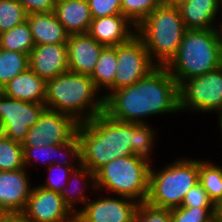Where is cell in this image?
Returning a JSON list of instances; mask_svg holds the SVG:
<instances>
[{
    "label": "cell",
    "mask_w": 222,
    "mask_h": 222,
    "mask_svg": "<svg viewBox=\"0 0 222 222\" xmlns=\"http://www.w3.org/2000/svg\"><path fill=\"white\" fill-rule=\"evenodd\" d=\"M104 112L111 118L146 124L147 117L180 113L179 85L166 67L157 66L145 78L113 91Z\"/></svg>",
    "instance_id": "cell-1"
},
{
    "label": "cell",
    "mask_w": 222,
    "mask_h": 222,
    "mask_svg": "<svg viewBox=\"0 0 222 222\" xmlns=\"http://www.w3.org/2000/svg\"><path fill=\"white\" fill-rule=\"evenodd\" d=\"M81 165L96 173L110 161L133 155L134 123L111 118L105 112L78 124Z\"/></svg>",
    "instance_id": "cell-2"
},
{
    "label": "cell",
    "mask_w": 222,
    "mask_h": 222,
    "mask_svg": "<svg viewBox=\"0 0 222 222\" xmlns=\"http://www.w3.org/2000/svg\"><path fill=\"white\" fill-rule=\"evenodd\" d=\"M101 93L88 75L67 71L47 80L44 104L80 124L104 112Z\"/></svg>",
    "instance_id": "cell-3"
},
{
    "label": "cell",
    "mask_w": 222,
    "mask_h": 222,
    "mask_svg": "<svg viewBox=\"0 0 222 222\" xmlns=\"http://www.w3.org/2000/svg\"><path fill=\"white\" fill-rule=\"evenodd\" d=\"M222 65V29H187L176 56L166 66L180 86Z\"/></svg>",
    "instance_id": "cell-4"
},
{
    "label": "cell",
    "mask_w": 222,
    "mask_h": 222,
    "mask_svg": "<svg viewBox=\"0 0 222 222\" xmlns=\"http://www.w3.org/2000/svg\"><path fill=\"white\" fill-rule=\"evenodd\" d=\"M187 28L178 7L161 4L136 27L153 63L166 67L176 56Z\"/></svg>",
    "instance_id": "cell-5"
},
{
    "label": "cell",
    "mask_w": 222,
    "mask_h": 222,
    "mask_svg": "<svg viewBox=\"0 0 222 222\" xmlns=\"http://www.w3.org/2000/svg\"><path fill=\"white\" fill-rule=\"evenodd\" d=\"M151 165L152 161L135 154L110 161L95 173V195L105 192L146 202Z\"/></svg>",
    "instance_id": "cell-6"
},
{
    "label": "cell",
    "mask_w": 222,
    "mask_h": 222,
    "mask_svg": "<svg viewBox=\"0 0 222 222\" xmlns=\"http://www.w3.org/2000/svg\"><path fill=\"white\" fill-rule=\"evenodd\" d=\"M158 171L151 165L146 203L157 208L180 207L185 194L199 181V159L178 157Z\"/></svg>",
    "instance_id": "cell-7"
},
{
    "label": "cell",
    "mask_w": 222,
    "mask_h": 222,
    "mask_svg": "<svg viewBox=\"0 0 222 222\" xmlns=\"http://www.w3.org/2000/svg\"><path fill=\"white\" fill-rule=\"evenodd\" d=\"M179 110L222 114V66L179 86Z\"/></svg>",
    "instance_id": "cell-8"
},
{
    "label": "cell",
    "mask_w": 222,
    "mask_h": 222,
    "mask_svg": "<svg viewBox=\"0 0 222 222\" xmlns=\"http://www.w3.org/2000/svg\"><path fill=\"white\" fill-rule=\"evenodd\" d=\"M45 104L16 100L0 93V133L22 143L40 118Z\"/></svg>",
    "instance_id": "cell-9"
},
{
    "label": "cell",
    "mask_w": 222,
    "mask_h": 222,
    "mask_svg": "<svg viewBox=\"0 0 222 222\" xmlns=\"http://www.w3.org/2000/svg\"><path fill=\"white\" fill-rule=\"evenodd\" d=\"M116 66L118 70L114 79V91L145 78L157 67L137 34L129 41L117 45Z\"/></svg>",
    "instance_id": "cell-10"
},
{
    "label": "cell",
    "mask_w": 222,
    "mask_h": 222,
    "mask_svg": "<svg viewBox=\"0 0 222 222\" xmlns=\"http://www.w3.org/2000/svg\"><path fill=\"white\" fill-rule=\"evenodd\" d=\"M78 124L72 117L46 108L29 128L22 147L65 144L76 135Z\"/></svg>",
    "instance_id": "cell-11"
},
{
    "label": "cell",
    "mask_w": 222,
    "mask_h": 222,
    "mask_svg": "<svg viewBox=\"0 0 222 222\" xmlns=\"http://www.w3.org/2000/svg\"><path fill=\"white\" fill-rule=\"evenodd\" d=\"M107 196V197H106ZM90 199L78 213L83 222H134L140 203L124 196H105Z\"/></svg>",
    "instance_id": "cell-12"
},
{
    "label": "cell",
    "mask_w": 222,
    "mask_h": 222,
    "mask_svg": "<svg viewBox=\"0 0 222 222\" xmlns=\"http://www.w3.org/2000/svg\"><path fill=\"white\" fill-rule=\"evenodd\" d=\"M22 213L31 222H60L73 214L60 193L44 189L38 184L32 187Z\"/></svg>",
    "instance_id": "cell-13"
},
{
    "label": "cell",
    "mask_w": 222,
    "mask_h": 222,
    "mask_svg": "<svg viewBox=\"0 0 222 222\" xmlns=\"http://www.w3.org/2000/svg\"><path fill=\"white\" fill-rule=\"evenodd\" d=\"M23 155L26 169L39 162L46 167L52 164L63 166H79L81 164L80 141L77 135L65 144L23 147ZM56 156L60 159L58 160Z\"/></svg>",
    "instance_id": "cell-14"
},
{
    "label": "cell",
    "mask_w": 222,
    "mask_h": 222,
    "mask_svg": "<svg viewBox=\"0 0 222 222\" xmlns=\"http://www.w3.org/2000/svg\"><path fill=\"white\" fill-rule=\"evenodd\" d=\"M29 68L46 81L69 71L67 43L35 45Z\"/></svg>",
    "instance_id": "cell-15"
},
{
    "label": "cell",
    "mask_w": 222,
    "mask_h": 222,
    "mask_svg": "<svg viewBox=\"0 0 222 222\" xmlns=\"http://www.w3.org/2000/svg\"><path fill=\"white\" fill-rule=\"evenodd\" d=\"M29 170L0 171V206L7 212H23L32 183Z\"/></svg>",
    "instance_id": "cell-16"
},
{
    "label": "cell",
    "mask_w": 222,
    "mask_h": 222,
    "mask_svg": "<svg viewBox=\"0 0 222 222\" xmlns=\"http://www.w3.org/2000/svg\"><path fill=\"white\" fill-rule=\"evenodd\" d=\"M105 47L88 33L69 35L67 39L69 71L90 76Z\"/></svg>",
    "instance_id": "cell-17"
},
{
    "label": "cell",
    "mask_w": 222,
    "mask_h": 222,
    "mask_svg": "<svg viewBox=\"0 0 222 222\" xmlns=\"http://www.w3.org/2000/svg\"><path fill=\"white\" fill-rule=\"evenodd\" d=\"M88 34L105 46H117L136 35V26L122 14L92 18Z\"/></svg>",
    "instance_id": "cell-18"
},
{
    "label": "cell",
    "mask_w": 222,
    "mask_h": 222,
    "mask_svg": "<svg viewBox=\"0 0 222 222\" xmlns=\"http://www.w3.org/2000/svg\"><path fill=\"white\" fill-rule=\"evenodd\" d=\"M178 9L187 29H222L221 0H188Z\"/></svg>",
    "instance_id": "cell-19"
},
{
    "label": "cell",
    "mask_w": 222,
    "mask_h": 222,
    "mask_svg": "<svg viewBox=\"0 0 222 222\" xmlns=\"http://www.w3.org/2000/svg\"><path fill=\"white\" fill-rule=\"evenodd\" d=\"M46 80L39 77L30 68L9 81L1 92L7 97L44 104L46 96Z\"/></svg>",
    "instance_id": "cell-20"
},
{
    "label": "cell",
    "mask_w": 222,
    "mask_h": 222,
    "mask_svg": "<svg viewBox=\"0 0 222 222\" xmlns=\"http://www.w3.org/2000/svg\"><path fill=\"white\" fill-rule=\"evenodd\" d=\"M86 189L88 191L92 190L93 193L97 191L95 173L80 164L70 173L67 186L61 193L66 206L73 214H78L90 200V197L87 196L85 192ZM80 204H82V206H80ZM78 205L80 207H78Z\"/></svg>",
    "instance_id": "cell-21"
},
{
    "label": "cell",
    "mask_w": 222,
    "mask_h": 222,
    "mask_svg": "<svg viewBox=\"0 0 222 222\" xmlns=\"http://www.w3.org/2000/svg\"><path fill=\"white\" fill-rule=\"evenodd\" d=\"M54 13L69 35L88 33L92 16L87 0L59 1L55 3Z\"/></svg>",
    "instance_id": "cell-22"
},
{
    "label": "cell",
    "mask_w": 222,
    "mask_h": 222,
    "mask_svg": "<svg viewBox=\"0 0 222 222\" xmlns=\"http://www.w3.org/2000/svg\"><path fill=\"white\" fill-rule=\"evenodd\" d=\"M26 20L29 24L35 45L67 43L69 34L58 21L54 11L29 14Z\"/></svg>",
    "instance_id": "cell-23"
},
{
    "label": "cell",
    "mask_w": 222,
    "mask_h": 222,
    "mask_svg": "<svg viewBox=\"0 0 222 222\" xmlns=\"http://www.w3.org/2000/svg\"><path fill=\"white\" fill-rule=\"evenodd\" d=\"M116 65L117 46H106L102 50L92 74L89 76L96 88L103 92L104 99L114 91V79L118 70Z\"/></svg>",
    "instance_id": "cell-24"
},
{
    "label": "cell",
    "mask_w": 222,
    "mask_h": 222,
    "mask_svg": "<svg viewBox=\"0 0 222 222\" xmlns=\"http://www.w3.org/2000/svg\"><path fill=\"white\" fill-rule=\"evenodd\" d=\"M209 198L217 205L222 200V165L199 159V181Z\"/></svg>",
    "instance_id": "cell-25"
},
{
    "label": "cell",
    "mask_w": 222,
    "mask_h": 222,
    "mask_svg": "<svg viewBox=\"0 0 222 222\" xmlns=\"http://www.w3.org/2000/svg\"><path fill=\"white\" fill-rule=\"evenodd\" d=\"M35 46L27 20L0 34V48L30 54Z\"/></svg>",
    "instance_id": "cell-26"
},
{
    "label": "cell",
    "mask_w": 222,
    "mask_h": 222,
    "mask_svg": "<svg viewBox=\"0 0 222 222\" xmlns=\"http://www.w3.org/2000/svg\"><path fill=\"white\" fill-rule=\"evenodd\" d=\"M29 68V55L0 48V89Z\"/></svg>",
    "instance_id": "cell-27"
},
{
    "label": "cell",
    "mask_w": 222,
    "mask_h": 222,
    "mask_svg": "<svg viewBox=\"0 0 222 222\" xmlns=\"http://www.w3.org/2000/svg\"><path fill=\"white\" fill-rule=\"evenodd\" d=\"M25 168L22 143L0 133V171Z\"/></svg>",
    "instance_id": "cell-28"
},
{
    "label": "cell",
    "mask_w": 222,
    "mask_h": 222,
    "mask_svg": "<svg viewBox=\"0 0 222 222\" xmlns=\"http://www.w3.org/2000/svg\"><path fill=\"white\" fill-rule=\"evenodd\" d=\"M151 124L134 123V144L132 153L152 161L153 149L158 134ZM151 159V160H150Z\"/></svg>",
    "instance_id": "cell-29"
},
{
    "label": "cell",
    "mask_w": 222,
    "mask_h": 222,
    "mask_svg": "<svg viewBox=\"0 0 222 222\" xmlns=\"http://www.w3.org/2000/svg\"><path fill=\"white\" fill-rule=\"evenodd\" d=\"M27 13L17 0H0V34L26 21Z\"/></svg>",
    "instance_id": "cell-30"
},
{
    "label": "cell",
    "mask_w": 222,
    "mask_h": 222,
    "mask_svg": "<svg viewBox=\"0 0 222 222\" xmlns=\"http://www.w3.org/2000/svg\"><path fill=\"white\" fill-rule=\"evenodd\" d=\"M162 3V0H121V12L137 27Z\"/></svg>",
    "instance_id": "cell-31"
},
{
    "label": "cell",
    "mask_w": 222,
    "mask_h": 222,
    "mask_svg": "<svg viewBox=\"0 0 222 222\" xmlns=\"http://www.w3.org/2000/svg\"><path fill=\"white\" fill-rule=\"evenodd\" d=\"M216 215V207H177L170 209L172 222H208Z\"/></svg>",
    "instance_id": "cell-32"
},
{
    "label": "cell",
    "mask_w": 222,
    "mask_h": 222,
    "mask_svg": "<svg viewBox=\"0 0 222 222\" xmlns=\"http://www.w3.org/2000/svg\"><path fill=\"white\" fill-rule=\"evenodd\" d=\"M77 167L78 166H63L52 164L45 168V170L47 169L46 171L49 173L44 180V183L39 184V186L61 194L67 186L70 173Z\"/></svg>",
    "instance_id": "cell-33"
},
{
    "label": "cell",
    "mask_w": 222,
    "mask_h": 222,
    "mask_svg": "<svg viewBox=\"0 0 222 222\" xmlns=\"http://www.w3.org/2000/svg\"><path fill=\"white\" fill-rule=\"evenodd\" d=\"M134 222H172L169 209L153 207L146 202L139 204Z\"/></svg>",
    "instance_id": "cell-34"
},
{
    "label": "cell",
    "mask_w": 222,
    "mask_h": 222,
    "mask_svg": "<svg viewBox=\"0 0 222 222\" xmlns=\"http://www.w3.org/2000/svg\"><path fill=\"white\" fill-rule=\"evenodd\" d=\"M180 207H216V205L209 198L203 186L198 182L187 191Z\"/></svg>",
    "instance_id": "cell-35"
},
{
    "label": "cell",
    "mask_w": 222,
    "mask_h": 222,
    "mask_svg": "<svg viewBox=\"0 0 222 222\" xmlns=\"http://www.w3.org/2000/svg\"><path fill=\"white\" fill-rule=\"evenodd\" d=\"M92 18L122 14L121 0H87Z\"/></svg>",
    "instance_id": "cell-36"
},
{
    "label": "cell",
    "mask_w": 222,
    "mask_h": 222,
    "mask_svg": "<svg viewBox=\"0 0 222 222\" xmlns=\"http://www.w3.org/2000/svg\"><path fill=\"white\" fill-rule=\"evenodd\" d=\"M25 9L27 15L33 13H49L55 10L54 0H17Z\"/></svg>",
    "instance_id": "cell-37"
},
{
    "label": "cell",
    "mask_w": 222,
    "mask_h": 222,
    "mask_svg": "<svg viewBox=\"0 0 222 222\" xmlns=\"http://www.w3.org/2000/svg\"><path fill=\"white\" fill-rule=\"evenodd\" d=\"M1 222H31L22 212H8Z\"/></svg>",
    "instance_id": "cell-38"
},
{
    "label": "cell",
    "mask_w": 222,
    "mask_h": 222,
    "mask_svg": "<svg viewBox=\"0 0 222 222\" xmlns=\"http://www.w3.org/2000/svg\"><path fill=\"white\" fill-rule=\"evenodd\" d=\"M60 222H83V220L79 214H72L69 218Z\"/></svg>",
    "instance_id": "cell-39"
},
{
    "label": "cell",
    "mask_w": 222,
    "mask_h": 222,
    "mask_svg": "<svg viewBox=\"0 0 222 222\" xmlns=\"http://www.w3.org/2000/svg\"><path fill=\"white\" fill-rule=\"evenodd\" d=\"M188 0H162L163 4L166 5H172V6H176L178 7L180 4H182L183 2H186Z\"/></svg>",
    "instance_id": "cell-40"
},
{
    "label": "cell",
    "mask_w": 222,
    "mask_h": 222,
    "mask_svg": "<svg viewBox=\"0 0 222 222\" xmlns=\"http://www.w3.org/2000/svg\"><path fill=\"white\" fill-rule=\"evenodd\" d=\"M216 215L222 219V200L216 205Z\"/></svg>",
    "instance_id": "cell-41"
},
{
    "label": "cell",
    "mask_w": 222,
    "mask_h": 222,
    "mask_svg": "<svg viewBox=\"0 0 222 222\" xmlns=\"http://www.w3.org/2000/svg\"><path fill=\"white\" fill-rule=\"evenodd\" d=\"M217 117H218L217 118L218 119V121H217L218 123L217 124H218V126L220 128L219 130L221 132V134H220L221 135V139L220 140H222V114L218 115Z\"/></svg>",
    "instance_id": "cell-42"
},
{
    "label": "cell",
    "mask_w": 222,
    "mask_h": 222,
    "mask_svg": "<svg viewBox=\"0 0 222 222\" xmlns=\"http://www.w3.org/2000/svg\"><path fill=\"white\" fill-rule=\"evenodd\" d=\"M8 212L5 211L1 206H0V222L2 218L7 214Z\"/></svg>",
    "instance_id": "cell-43"
},
{
    "label": "cell",
    "mask_w": 222,
    "mask_h": 222,
    "mask_svg": "<svg viewBox=\"0 0 222 222\" xmlns=\"http://www.w3.org/2000/svg\"><path fill=\"white\" fill-rule=\"evenodd\" d=\"M208 222H222V219L219 218L217 215H215L212 219H210Z\"/></svg>",
    "instance_id": "cell-44"
},
{
    "label": "cell",
    "mask_w": 222,
    "mask_h": 222,
    "mask_svg": "<svg viewBox=\"0 0 222 222\" xmlns=\"http://www.w3.org/2000/svg\"><path fill=\"white\" fill-rule=\"evenodd\" d=\"M59 1H63V0H54L55 3L59 2Z\"/></svg>",
    "instance_id": "cell-45"
}]
</instances>
